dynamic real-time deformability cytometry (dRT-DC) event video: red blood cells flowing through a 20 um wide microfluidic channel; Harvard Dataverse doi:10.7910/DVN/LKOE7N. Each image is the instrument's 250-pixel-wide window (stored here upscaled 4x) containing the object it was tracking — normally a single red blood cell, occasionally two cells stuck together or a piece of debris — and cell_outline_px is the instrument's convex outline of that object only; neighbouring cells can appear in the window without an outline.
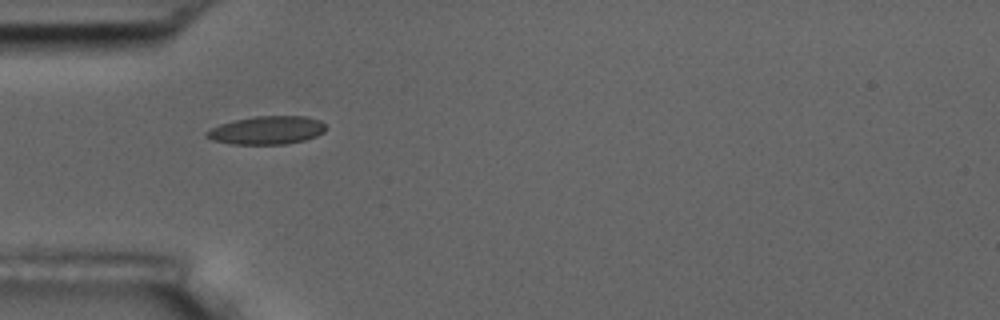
{"species": "common noctule bat (a hibernating species)", "species_latin": "Nyctalus noctula", "temperature_condition": "room temperature", "stored_images_in_passage": 4, "camera_frame_rate_fps": 3000, "um_per_image_px": 0.085, "animal": {"sex": "male", "body_mass_g": 17.5, "forearm_length_mm": 52.3}, "frame": {"image": 1, "passage_image": 1, "time_ms": 0.0, "image_size_px": [1000, 320], "cell_outline_px": [[324, 132], [316, 136], [304, 140], [284, 144], [232, 144], [212, 140], [204, 136], [204, 132], [220, 124], [236, 120], [256, 116], [304, 116], [320, 120], [324, 124]], "centroid_in_image_um": [22.66, 11.07], "position_along_channel_um": 62.3, "area_um2": 19.48}}